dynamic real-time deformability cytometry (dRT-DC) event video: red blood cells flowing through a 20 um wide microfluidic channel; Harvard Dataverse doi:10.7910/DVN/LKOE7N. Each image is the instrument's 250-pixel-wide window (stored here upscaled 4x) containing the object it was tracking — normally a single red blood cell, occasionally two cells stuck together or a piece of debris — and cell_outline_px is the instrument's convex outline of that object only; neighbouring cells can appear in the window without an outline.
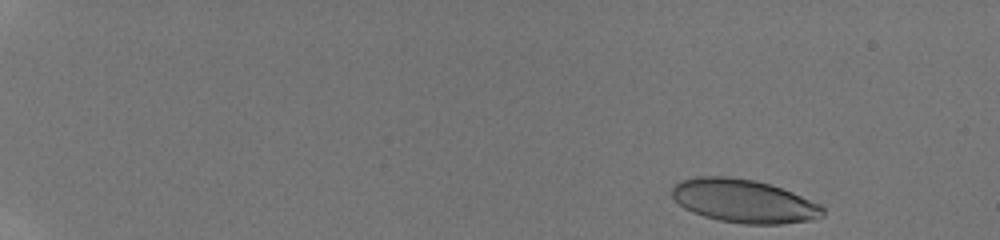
{"species": "human", "species_latin": "Homo sapiens", "temperature_condition": "room temperature", "stored_images_in_passage": 46, "camera_frame_rate_fps": 3000, "um_per_image_px": 0.085, "donor": {"sex": "male"}, "frame": {"image": 1, "passage_image": 1, "time_ms": 0.0, "image_size_px": [1000, 240], "cell_outline_px": [[824, 216], [808, 220], [780, 224], [744, 224], [720, 220], [704, 216], [692, 212], [684, 208], [672, 196], [672, 188], [680, 180], [696, 176], [728, 176], [756, 180], [792, 192], [820, 204], [824, 208]], "centroid_in_image_um": [63.21, 17.08], "position_along_channel_um": 21.8, "area_um2": 37.97}}
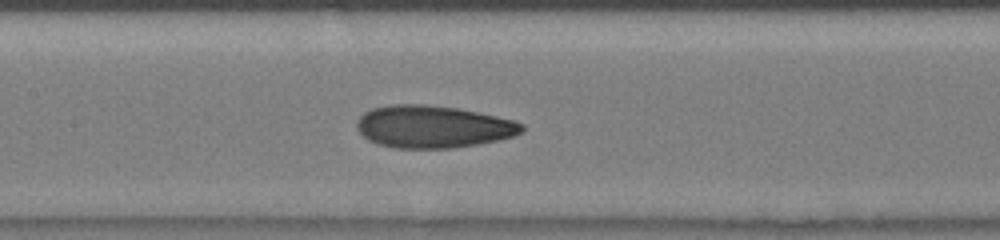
{"frame": {"image": 2, "passage_image": 24, "time_ms": 7.667, "image_size_px": [1000, 240], "cell_outline_px": [[524, 132], [516, 136], [476, 144], [452, 148], [396, 148], [376, 144], [368, 140], [356, 128], [356, 120], [364, 112], [372, 108], [388, 104], [424, 104], [456, 108], [496, 116], [512, 120], [524, 124]], "centroid_in_image_um": [36.78, 10.77], "position_along_channel_um": 170.6, "area_um2": 40.86}}
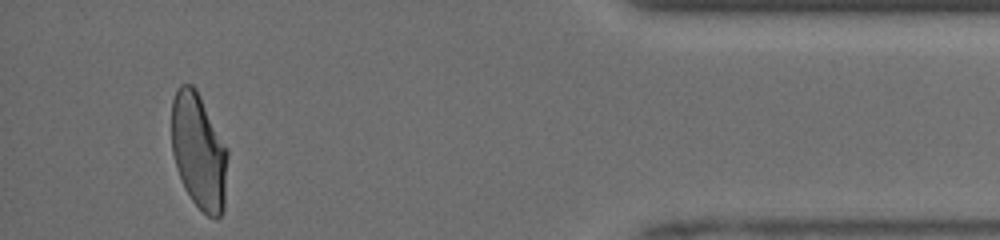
{"frame": {"image": 3, "passage_image": 45, "time_ms": 14.667, "image_size_px": [1000, 240], "cell_outline_px": [[228, 156], [224, 208], [220, 216], [216, 220], [208, 216], [192, 200], [184, 188], [176, 168], [172, 152], [172, 100], [176, 88], [180, 84], [192, 84], [196, 88], [228, 148]], "centroid_in_image_um": [16.9, 12.85], "position_along_channel_um": 418.3, "area_um2": 38.21}, "authors_computed_cell_mechanics": {"area_um2": 39.3907, "velocity_mm_per_s": 4.1304, "shape_relaxation_time_tau1_ms": 4.3448, "shape_relaxation_time_tau2_ms": 1.0183, "deformation_change_tau1": 0.1769, "deformation_change_tau2": 0.0715}}